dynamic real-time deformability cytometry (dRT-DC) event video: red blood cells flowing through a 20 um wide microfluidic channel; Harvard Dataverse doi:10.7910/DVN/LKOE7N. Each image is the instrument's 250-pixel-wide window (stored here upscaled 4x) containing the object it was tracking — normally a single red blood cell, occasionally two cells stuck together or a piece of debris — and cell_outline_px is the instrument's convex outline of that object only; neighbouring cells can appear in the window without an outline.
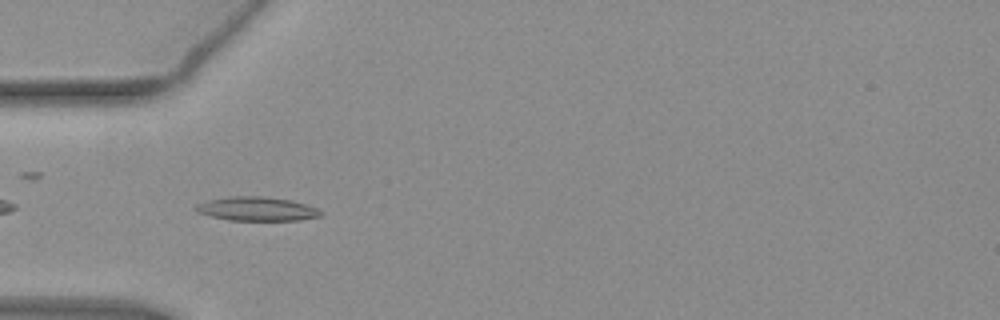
{"species": "common noctule bat (a hibernating species)", "species_latin": "Nyctalus noctula", "temperature_condition": "warm", "stored_images_in_passage": 39, "camera_frame_rate_fps": 3000, "um_per_image_px": 0.085, "animal": {"sex": "female", "body_mass_g": 19.3, "forearm_length_mm": 54.1}, "frame": {"image": 1, "passage_image": 3, "time_ms": 0.667, "image_size_px": [1000, 320], "cell_outline_px": [[324, 212], [320, 216], [300, 220], [228, 220], [208, 216], [196, 212], [196, 208], [200, 204], [208, 200], [232, 196], [264, 196], [292, 200], [316, 208]], "centroid_in_image_um": [21.85, 17.76], "position_along_channel_um": 63.2, "area_um2": 17.34}}
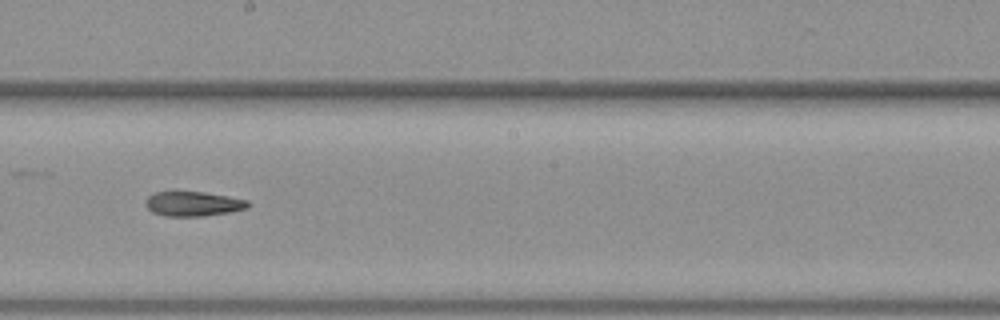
{"frame": {"image": 2, "passage_image": 16, "time_ms": 5.0, "image_size_px": [1000, 320], "cell_outline_px": [[252, 204], [248, 208], [232, 212], [204, 216], [164, 216], [152, 212], [144, 204], [148, 196], [156, 192], [172, 188], [176, 188], [204, 192], [228, 196], [248, 200]], "centroid_in_image_um": [16.39, 17.28], "position_along_channel_um": 231.8, "area_um2": 15.61}}
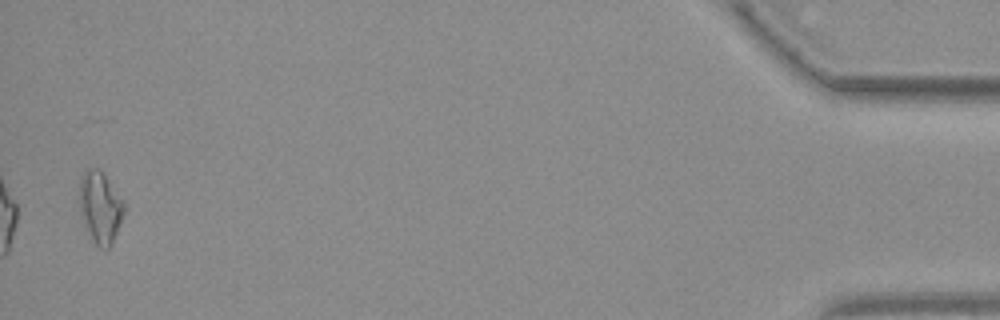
{"frame": {"image": 3, "passage_image": 38, "time_ms": 12.333, "image_size_px": [1000, 320], "cell_outline_px": [[124, 212], [116, 232], [108, 248], [100, 248], [96, 244], [80, 212], [80, 176], [88, 168], [100, 168], [124, 204]], "centroid_in_image_um": [8.5, 17.55], "position_along_channel_um": 426.7, "area_um2": 17.74}, "authors_computed_cell_mechanics": {"area_um2": 15.6638, "velocity_mm_per_s": 3.9215, "shape_relaxation_time_tau1_ms": 7.5273, "shape_relaxation_time_tau2_ms": 5.0908, "deformation_change_tau1": 0.241, "deformation_change_tau2": 0.151}}